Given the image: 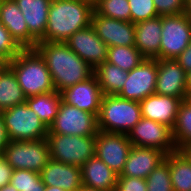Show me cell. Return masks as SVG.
<instances>
[{"label": "cell", "mask_w": 191, "mask_h": 191, "mask_svg": "<svg viewBox=\"0 0 191 191\" xmlns=\"http://www.w3.org/2000/svg\"><path fill=\"white\" fill-rule=\"evenodd\" d=\"M35 49L45 59L54 89L59 93L93 75L94 69L65 42H38Z\"/></svg>", "instance_id": "1"}, {"label": "cell", "mask_w": 191, "mask_h": 191, "mask_svg": "<svg viewBox=\"0 0 191 191\" xmlns=\"http://www.w3.org/2000/svg\"><path fill=\"white\" fill-rule=\"evenodd\" d=\"M94 8L78 0H52L44 36L38 42H65L91 25Z\"/></svg>", "instance_id": "2"}, {"label": "cell", "mask_w": 191, "mask_h": 191, "mask_svg": "<svg viewBox=\"0 0 191 191\" xmlns=\"http://www.w3.org/2000/svg\"><path fill=\"white\" fill-rule=\"evenodd\" d=\"M9 67L26 98L55 91L46 61L35 48L22 49L9 61Z\"/></svg>", "instance_id": "3"}, {"label": "cell", "mask_w": 191, "mask_h": 191, "mask_svg": "<svg viewBox=\"0 0 191 191\" xmlns=\"http://www.w3.org/2000/svg\"><path fill=\"white\" fill-rule=\"evenodd\" d=\"M138 101L120 98L117 95H103L98 119V130L128 135L141 119Z\"/></svg>", "instance_id": "4"}, {"label": "cell", "mask_w": 191, "mask_h": 191, "mask_svg": "<svg viewBox=\"0 0 191 191\" xmlns=\"http://www.w3.org/2000/svg\"><path fill=\"white\" fill-rule=\"evenodd\" d=\"M9 140L34 141L47 138L48 128L26 102L0 112Z\"/></svg>", "instance_id": "5"}, {"label": "cell", "mask_w": 191, "mask_h": 191, "mask_svg": "<svg viewBox=\"0 0 191 191\" xmlns=\"http://www.w3.org/2000/svg\"><path fill=\"white\" fill-rule=\"evenodd\" d=\"M50 159L81 167L95 155L96 136L48 133Z\"/></svg>", "instance_id": "6"}, {"label": "cell", "mask_w": 191, "mask_h": 191, "mask_svg": "<svg viewBox=\"0 0 191 191\" xmlns=\"http://www.w3.org/2000/svg\"><path fill=\"white\" fill-rule=\"evenodd\" d=\"M3 158L13 168L40 173L50 160L47 138L34 141L10 140L3 152Z\"/></svg>", "instance_id": "7"}, {"label": "cell", "mask_w": 191, "mask_h": 191, "mask_svg": "<svg viewBox=\"0 0 191 191\" xmlns=\"http://www.w3.org/2000/svg\"><path fill=\"white\" fill-rule=\"evenodd\" d=\"M191 41V18L185 13L162 16L160 59L176 60Z\"/></svg>", "instance_id": "8"}, {"label": "cell", "mask_w": 191, "mask_h": 191, "mask_svg": "<svg viewBox=\"0 0 191 191\" xmlns=\"http://www.w3.org/2000/svg\"><path fill=\"white\" fill-rule=\"evenodd\" d=\"M97 116L61 101L58 114L48 128V133L76 136H96Z\"/></svg>", "instance_id": "9"}, {"label": "cell", "mask_w": 191, "mask_h": 191, "mask_svg": "<svg viewBox=\"0 0 191 191\" xmlns=\"http://www.w3.org/2000/svg\"><path fill=\"white\" fill-rule=\"evenodd\" d=\"M128 138L133 146L159 149L166 155L178 150L170 127L144 117L128 133Z\"/></svg>", "instance_id": "10"}, {"label": "cell", "mask_w": 191, "mask_h": 191, "mask_svg": "<svg viewBox=\"0 0 191 191\" xmlns=\"http://www.w3.org/2000/svg\"><path fill=\"white\" fill-rule=\"evenodd\" d=\"M132 146L126 134L98 131L95 155L111 170L120 175Z\"/></svg>", "instance_id": "11"}, {"label": "cell", "mask_w": 191, "mask_h": 191, "mask_svg": "<svg viewBox=\"0 0 191 191\" xmlns=\"http://www.w3.org/2000/svg\"><path fill=\"white\" fill-rule=\"evenodd\" d=\"M156 79L157 59L145 58L128 72L124 86L117 96L140 102L149 95L155 94Z\"/></svg>", "instance_id": "12"}, {"label": "cell", "mask_w": 191, "mask_h": 191, "mask_svg": "<svg viewBox=\"0 0 191 191\" xmlns=\"http://www.w3.org/2000/svg\"><path fill=\"white\" fill-rule=\"evenodd\" d=\"M65 43L93 69L107 60L108 46L91 25L73 33Z\"/></svg>", "instance_id": "13"}, {"label": "cell", "mask_w": 191, "mask_h": 191, "mask_svg": "<svg viewBox=\"0 0 191 191\" xmlns=\"http://www.w3.org/2000/svg\"><path fill=\"white\" fill-rule=\"evenodd\" d=\"M91 26L108 47L135 46L134 23L108 18L93 11Z\"/></svg>", "instance_id": "14"}, {"label": "cell", "mask_w": 191, "mask_h": 191, "mask_svg": "<svg viewBox=\"0 0 191 191\" xmlns=\"http://www.w3.org/2000/svg\"><path fill=\"white\" fill-rule=\"evenodd\" d=\"M155 94L188 99L186 72L176 60L157 59Z\"/></svg>", "instance_id": "15"}, {"label": "cell", "mask_w": 191, "mask_h": 191, "mask_svg": "<svg viewBox=\"0 0 191 191\" xmlns=\"http://www.w3.org/2000/svg\"><path fill=\"white\" fill-rule=\"evenodd\" d=\"M62 101L98 117L102 101V91L97 77L93 74L87 80L70 86L60 92Z\"/></svg>", "instance_id": "16"}, {"label": "cell", "mask_w": 191, "mask_h": 191, "mask_svg": "<svg viewBox=\"0 0 191 191\" xmlns=\"http://www.w3.org/2000/svg\"><path fill=\"white\" fill-rule=\"evenodd\" d=\"M29 30V48H35L44 36L52 0H14Z\"/></svg>", "instance_id": "17"}, {"label": "cell", "mask_w": 191, "mask_h": 191, "mask_svg": "<svg viewBox=\"0 0 191 191\" xmlns=\"http://www.w3.org/2000/svg\"><path fill=\"white\" fill-rule=\"evenodd\" d=\"M45 186L59 187L65 191H79L82 184L81 168L50 159L40 172Z\"/></svg>", "instance_id": "18"}, {"label": "cell", "mask_w": 191, "mask_h": 191, "mask_svg": "<svg viewBox=\"0 0 191 191\" xmlns=\"http://www.w3.org/2000/svg\"><path fill=\"white\" fill-rule=\"evenodd\" d=\"M182 100L172 96L152 94L140 101L141 116L173 129Z\"/></svg>", "instance_id": "19"}, {"label": "cell", "mask_w": 191, "mask_h": 191, "mask_svg": "<svg viewBox=\"0 0 191 191\" xmlns=\"http://www.w3.org/2000/svg\"><path fill=\"white\" fill-rule=\"evenodd\" d=\"M166 154L159 149L132 146L122 173L118 176L146 179L164 161Z\"/></svg>", "instance_id": "20"}, {"label": "cell", "mask_w": 191, "mask_h": 191, "mask_svg": "<svg viewBox=\"0 0 191 191\" xmlns=\"http://www.w3.org/2000/svg\"><path fill=\"white\" fill-rule=\"evenodd\" d=\"M135 47L147 59H160L162 16L134 23Z\"/></svg>", "instance_id": "21"}, {"label": "cell", "mask_w": 191, "mask_h": 191, "mask_svg": "<svg viewBox=\"0 0 191 191\" xmlns=\"http://www.w3.org/2000/svg\"><path fill=\"white\" fill-rule=\"evenodd\" d=\"M80 168L83 185H89L101 191L115 190L118 174L111 170L96 155L85 162Z\"/></svg>", "instance_id": "22"}, {"label": "cell", "mask_w": 191, "mask_h": 191, "mask_svg": "<svg viewBox=\"0 0 191 191\" xmlns=\"http://www.w3.org/2000/svg\"><path fill=\"white\" fill-rule=\"evenodd\" d=\"M0 22L23 48H29V30L25 18L14 0H2Z\"/></svg>", "instance_id": "23"}, {"label": "cell", "mask_w": 191, "mask_h": 191, "mask_svg": "<svg viewBox=\"0 0 191 191\" xmlns=\"http://www.w3.org/2000/svg\"><path fill=\"white\" fill-rule=\"evenodd\" d=\"M169 164L173 191H191V160L182 151L169 153L164 159Z\"/></svg>", "instance_id": "24"}, {"label": "cell", "mask_w": 191, "mask_h": 191, "mask_svg": "<svg viewBox=\"0 0 191 191\" xmlns=\"http://www.w3.org/2000/svg\"><path fill=\"white\" fill-rule=\"evenodd\" d=\"M93 74L97 77L103 95H117L123 88L128 72L105 61Z\"/></svg>", "instance_id": "25"}, {"label": "cell", "mask_w": 191, "mask_h": 191, "mask_svg": "<svg viewBox=\"0 0 191 191\" xmlns=\"http://www.w3.org/2000/svg\"><path fill=\"white\" fill-rule=\"evenodd\" d=\"M61 101V93L56 90L26 98L27 105L37 114L47 128L54 122Z\"/></svg>", "instance_id": "26"}, {"label": "cell", "mask_w": 191, "mask_h": 191, "mask_svg": "<svg viewBox=\"0 0 191 191\" xmlns=\"http://www.w3.org/2000/svg\"><path fill=\"white\" fill-rule=\"evenodd\" d=\"M26 102L13 70L8 66L0 69V112Z\"/></svg>", "instance_id": "27"}, {"label": "cell", "mask_w": 191, "mask_h": 191, "mask_svg": "<svg viewBox=\"0 0 191 191\" xmlns=\"http://www.w3.org/2000/svg\"><path fill=\"white\" fill-rule=\"evenodd\" d=\"M172 134L178 150L191 144V101L188 99L183 100L178 108Z\"/></svg>", "instance_id": "28"}, {"label": "cell", "mask_w": 191, "mask_h": 191, "mask_svg": "<svg viewBox=\"0 0 191 191\" xmlns=\"http://www.w3.org/2000/svg\"><path fill=\"white\" fill-rule=\"evenodd\" d=\"M144 59L145 57L135 46H109L106 61L129 72Z\"/></svg>", "instance_id": "29"}, {"label": "cell", "mask_w": 191, "mask_h": 191, "mask_svg": "<svg viewBox=\"0 0 191 191\" xmlns=\"http://www.w3.org/2000/svg\"><path fill=\"white\" fill-rule=\"evenodd\" d=\"M94 11L98 15L131 22L130 5L128 0H98Z\"/></svg>", "instance_id": "30"}, {"label": "cell", "mask_w": 191, "mask_h": 191, "mask_svg": "<svg viewBox=\"0 0 191 191\" xmlns=\"http://www.w3.org/2000/svg\"><path fill=\"white\" fill-rule=\"evenodd\" d=\"M10 184L18 191H44L40 173L32 170L16 169L12 172Z\"/></svg>", "instance_id": "31"}, {"label": "cell", "mask_w": 191, "mask_h": 191, "mask_svg": "<svg viewBox=\"0 0 191 191\" xmlns=\"http://www.w3.org/2000/svg\"><path fill=\"white\" fill-rule=\"evenodd\" d=\"M147 191H173L169 164L164 160L146 178Z\"/></svg>", "instance_id": "32"}, {"label": "cell", "mask_w": 191, "mask_h": 191, "mask_svg": "<svg viewBox=\"0 0 191 191\" xmlns=\"http://www.w3.org/2000/svg\"><path fill=\"white\" fill-rule=\"evenodd\" d=\"M22 49L6 27L0 22V69L7 68L9 61Z\"/></svg>", "instance_id": "33"}, {"label": "cell", "mask_w": 191, "mask_h": 191, "mask_svg": "<svg viewBox=\"0 0 191 191\" xmlns=\"http://www.w3.org/2000/svg\"><path fill=\"white\" fill-rule=\"evenodd\" d=\"M128 4L130 5L131 23L158 16L153 0H128Z\"/></svg>", "instance_id": "34"}, {"label": "cell", "mask_w": 191, "mask_h": 191, "mask_svg": "<svg viewBox=\"0 0 191 191\" xmlns=\"http://www.w3.org/2000/svg\"><path fill=\"white\" fill-rule=\"evenodd\" d=\"M158 16L184 13L185 0H153Z\"/></svg>", "instance_id": "35"}, {"label": "cell", "mask_w": 191, "mask_h": 191, "mask_svg": "<svg viewBox=\"0 0 191 191\" xmlns=\"http://www.w3.org/2000/svg\"><path fill=\"white\" fill-rule=\"evenodd\" d=\"M114 191H147L146 179L118 176Z\"/></svg>", "instance_id": "36"}, {"label": "cell", "mask_w": 191, "mask_h": 191, "mask_svg": "<svg viewBox=\"0 0 191 191\" xmlns=\"http://www.w3.org/2000/svg\"><path fill=\"white\" fill-rule=\"evenodd\" d=\"M13 168L3 159L0 162V188L10 184Z\"/></svg>", "instance_id": "37"}, {"label": "cell", "mask_w": 191, "mask_h": 191, "mask_svg": "<svg viewBox=\"0 0 191 191\" xmlns=\"http://www.w3.org/2000/svg\"><path fill=\"white\" fill-rule=\"evenodd\" d=\"M176 61L185 72L191 70V41L189 42L187 48L177 57Z\"/></svg>", "instance_id": "38"}, {"label": "cell", "mask_w": 191, "mask_h": 191, "mask_svg": "<svg viewBox=\"0 0 191 191\" xmlns=\"http://www.w3.org/2000/svg\"><path fill=\"white\" fill-rule=\"evenodd\" d=\"M9 141L10 140L7 135L4 121H3L2 115L0 114V153L4 152V149L9 143Z\"/></svg>", "instance_id": "39"}, {"label": "cell", "mask_w": 191, "mask_h": 191, "mask_svg": "<svg viewBox=\"0 0 191 191\" xmlns=\"http://www.w3.org/2000/svg\"><path fill=\"white\" fill-rule=\"evenodd\" d=\"M186 89L189 97L191 95V70L186 72Z\"/></svg>", "instance_id": "40"}, {"label": "cell", "mask_w": 191, "mask_h": 191, "mask_svg": "<svg viewBox=\"0 0 191 191\" xmlns=\"http://www.w3.org/2000/svg\"><path fill=\"white\" fill-rule=\"evenodd\" d=\"M184 13L191 18V0H185Z\"/></svg>", "instance_id": "41"}, {"label": "cell", "mask_w": 191, "mask_h": 191, "mask_svg": "<svg viewBox=\"0 0 191 191\" xmlns=\"http://www.w3.org/2000/svg\"><path fill=\"white\" fill-rule=\"evenodd\" d=\"M0 191H18V190L11 184H8L0 188Z\"/></svg>", "instance_id": "42"}, {"label": "cell", "mask_w": 191, "mask_h": 191, "mask_svg": "<svg viewBox=\"0 0 191 191\" xmlns=\"http://www.w3.org/2000/svg\"><path fill=\"white\" fill-rule=\"evenodd\" d=\"M79 191H101V190H97L95 187L89 185H83Z\"/></svg>", "instance_id": "43"}, {"label": "cell", "mask_w": 191, "mask_h": 191, "mask_svg": "<svg viewBox=\"0 0 191 191\" xmlns=\"http://www.w3.org/2000/svg\"><path fill=\"white\" fill-rule=\"evenodd\" d=\"M182 151L189 157V159L191 160V144L184 147L182 149Z\"/></svg>", "instance_id": "44"}, {"label": "cell", "mask_w": 191, "mask_h": 191, "mask_svg": "<svg viewBox=\"0 0 191 191\" xmlns=\"http://www.w3.org/2000/svg\"><path fill=\"white\" fill-rule=\"evenodd\" d=\"M44 191H65V190L55 186H45Z\"/></svg>", "instance_id": "45"}, {"label": "cell", "mask_w": 191, "mask_h": 191, "mask_svg": "<svg viewBox=\"0 0 191 191\" xmlns=\"http://www.w3.org/2000/svg\"><path fill=\"white\" fill-rule=\"evenodd\" d=\"M78 1H82L85 3H88L89 5H91L93 8L97 5L98 0H78Z\"/></svg>", "instance_id": "46"}, {"label": "cell", "mask_w": 191, "mask_h": 191, "mask_svg": "<svg viewBox=\"0 0 191 191\" xmlns=\"http://www.w3.org/2000/svg\"><path fill=\"white\" fill-rule=\"evenodd\" d=\"M3 153H0V162L3 160Z\"/></svg>", "instance_id": "47"}]
</instances>
